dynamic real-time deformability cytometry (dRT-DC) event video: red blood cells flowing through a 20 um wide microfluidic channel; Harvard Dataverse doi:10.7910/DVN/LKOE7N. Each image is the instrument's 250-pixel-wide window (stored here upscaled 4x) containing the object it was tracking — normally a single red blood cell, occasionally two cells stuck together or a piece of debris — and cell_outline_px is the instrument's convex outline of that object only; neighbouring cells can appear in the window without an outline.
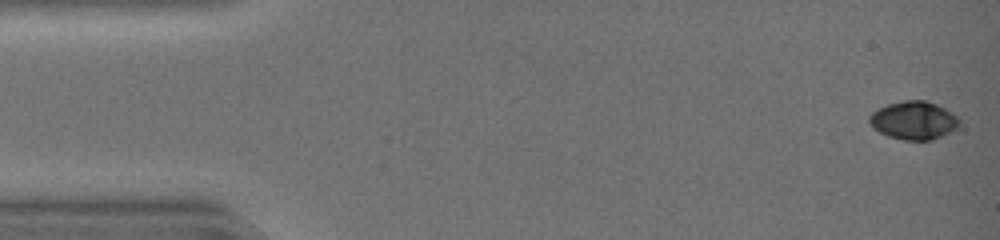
{"species": "common noctule bat (a hibernating species)", "species_latin": "Nyctalus noctula", "temperature_condition": "warm", "stored_images_in_passage": 34, "camera_frame_rate_fps": 3000, "um_per_image_px": 0.085, "animal": {"sex": "female", "body_mass_g": 19.0, "forearm_length_mm": 51.5}, "frame": {"image": 1, "passage_image": 1, "time_ms": 0.0, "image_size_px": [1000, 240], "cell_outline_px": [[960, 124], [956, 128], [932, 140], [904, 140], [888, 136], [872, 128], [868, 120], [868, 116], [872, 112], [888, 104], [904, 100], [924, 100], [936, 104], [952, 112], [960, 120]], "centroid_in_image_um": [77.64, 10.23], "position_along_channel_um": 7.4, "area_um2": 19.94}}
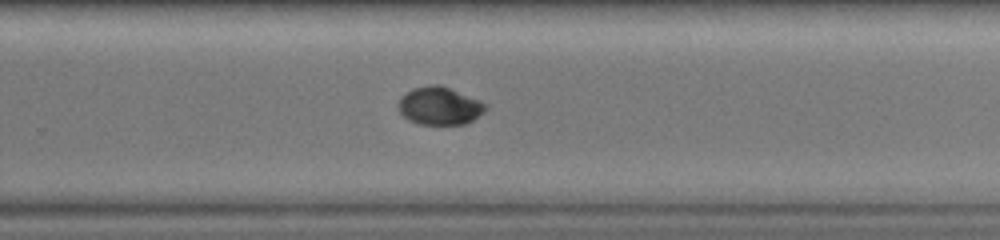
{"frame": {"image": 2, "passage_image": 30, "time_ms": 9.667, "image_size_px": [1000, 240], "cell_outline_px": [[488, 108], [484, 112], [472, 120], [464, 124], [420, 124], [408, 120], [400, 112], [400, 96], [412, 88], [432, 84], [440, 84], [480, 100], [488, 104]], "centroid_in_image_um": [37.39, 8.98], "position_along_channel_um": 292.4, "area_um2": 19.25}}
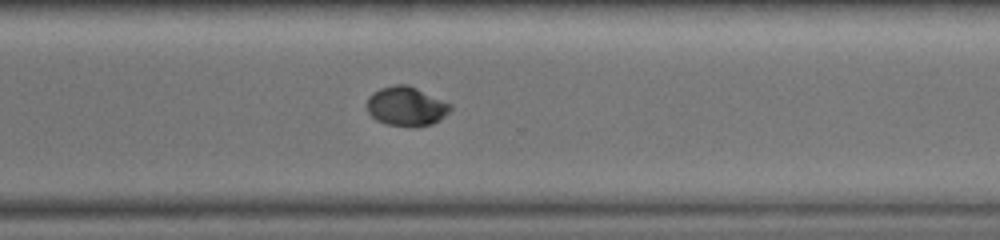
{"frame": {"image": 3, "passage_image": 33, "time_ms": 10.667, "image_size_px": [1000, 240], "cell_outline_px": [[452, 108], [440, 120], [432, 124], [388, 124], [376, 120], [368, 112], [364, 104], [368, 96], [372, 92], [380, 88], [396, 84], [408, 84], [452, 104]], "centroid_in_image_um": [34.49, 8.98], "position_along_channel_um": 336.1, "area_um2": 18.84}}